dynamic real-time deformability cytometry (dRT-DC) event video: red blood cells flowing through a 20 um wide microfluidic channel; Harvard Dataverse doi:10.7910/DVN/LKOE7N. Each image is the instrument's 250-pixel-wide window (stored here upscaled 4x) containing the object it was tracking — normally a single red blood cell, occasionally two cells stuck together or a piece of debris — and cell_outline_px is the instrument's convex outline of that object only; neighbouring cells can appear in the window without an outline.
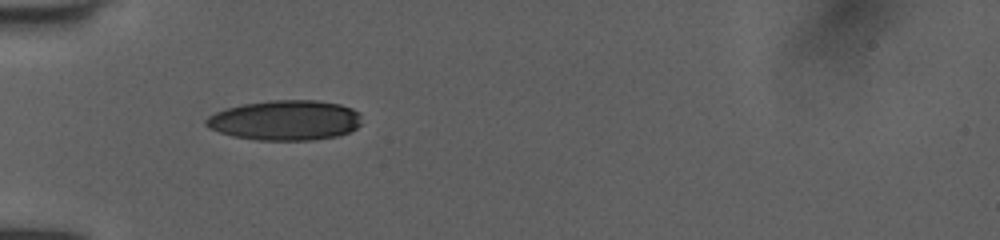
{"species": "human", "species_latin": "Homo sapiens", "temperature_condition": "room temperature", "stored_images_in_passage": 35, "camera_frame_rate_fps": 3000, "um_per_image_px": 0.085, "donor": {"sex": "female"}, "frame": {"image": 1, "passage_image": 1, "time_ms": 0.0, "image_size_px": [1000, 240], "cell_outline_px": [[360, 124], [356, 128], [348, 132], [336, 136], [316, 140], [256, 140], [232, 136], [208, 128], [204, 124], [204, 120], [208, 116], [224, 108], [244, 104], [268, 100], [316, 100], [340, 104], [352, 108], [360, 112]], "centroid_in_image_um": [24.22, 10.22], "position_along_channel_um": 60.8, "area_um2": 36.59}}
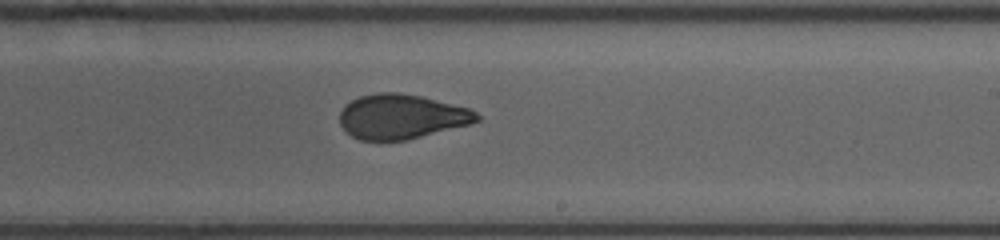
{"frame": {"image": 2, "passage_image": 16, "time_ms": 5.0, "image_size_px": [1000, 240], "cell_outline_px": [[480, 120], [468, 124], [408, 140], [360, 140], [352, 136], [340, 124], [340, 112], [344, 104], [360, 96], [376, 92], [400, 92], [420, 96], [468, 108], [476, 112], [480, 116]], "centroid_in_image_um": [34.09, 9.9], "position_along_channel_um": 254.9, "area_um2": 35.49}}
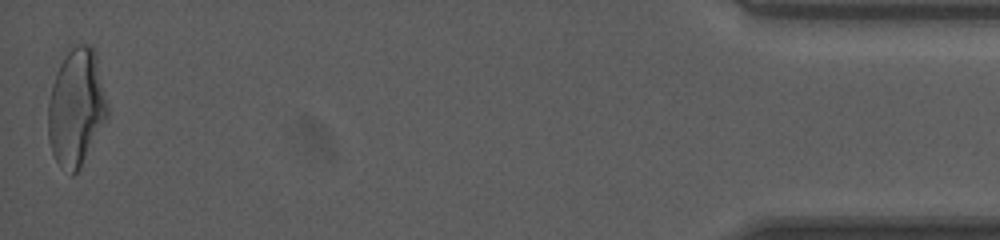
{"frame": {"image": 3, "passage_image": 35, "time_ms": 11.333, "image_size_px": [1000, 240], "cell_outline_px": [[108, 116], [80, 168], [72, 176], [60, 168], [52, 152], [48, 140], [48, 104], [52, 84], [56, 72], [72, 40], [88, 44], [92, 48], [96, 56], [108, 104]], "centroid_in_image_um": [6.47, 9.1], "position_along_channel_um": 428.7, "area_um2": 40.98}, "authors_computed_cell_mechanics": {"area_um2": 36.703, "velocity_mm_per_s": 4.0456, "shape_relaxation_time_tau1_ms": 6.6235, "shape_relaxation_time_tau2_ms": 1.2701, "deformation_change_tau1": 0.2178, "deformation_change_tau2": 0.0774}}